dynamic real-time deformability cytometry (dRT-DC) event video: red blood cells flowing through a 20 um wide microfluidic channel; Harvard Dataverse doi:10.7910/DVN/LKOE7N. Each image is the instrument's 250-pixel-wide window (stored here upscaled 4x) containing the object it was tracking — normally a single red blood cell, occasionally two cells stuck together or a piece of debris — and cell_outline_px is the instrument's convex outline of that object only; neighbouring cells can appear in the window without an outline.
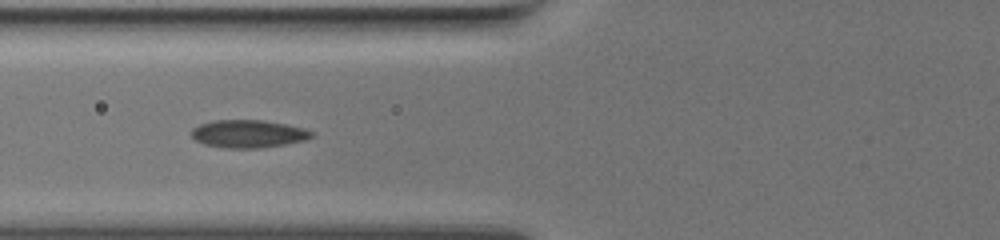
{"species": "common noctule bat (a hibernating species)", "species_latin": "Nyctalus noctula", "temperature_condition": "warm", "stored_images_in_passage": 39, "camera_frame_rate_fps": 3000, "um_per_image_px": 0.085, "animal": {"sex": "female", "body_mass_g": 19.5, "forearm_length_mm": 54.1}, "frame": {"image": 1, "passage_image": 6, "time_ms": 1.667, "image_size_px": [1000, 240], "cell_outline_px": [[316, 136], [304, 140], [284, 144], [260, 148], [224, 148], [204, 144], [196, 140], [192, 136], [192, 128], [200, 124], [212, 120], [264, 120], [304, 128], [312, 132]], "centroid_in_image_um": [21.1, 11.37], "position_along_channel_um": 104.7, "area_um2": 19.42}, "authors_computed_cell_mechanics": {"area_um2": 19.3052, "velocity_mm_per_s": 3.4075, "shape_relaxation_time_tau1_ms": 5.1007, "shape_relaxation_time_tau2_ms": 1.3598, "deformation_change_tau1": 0.1311, "deformation_change_tau2": 0.0635}}